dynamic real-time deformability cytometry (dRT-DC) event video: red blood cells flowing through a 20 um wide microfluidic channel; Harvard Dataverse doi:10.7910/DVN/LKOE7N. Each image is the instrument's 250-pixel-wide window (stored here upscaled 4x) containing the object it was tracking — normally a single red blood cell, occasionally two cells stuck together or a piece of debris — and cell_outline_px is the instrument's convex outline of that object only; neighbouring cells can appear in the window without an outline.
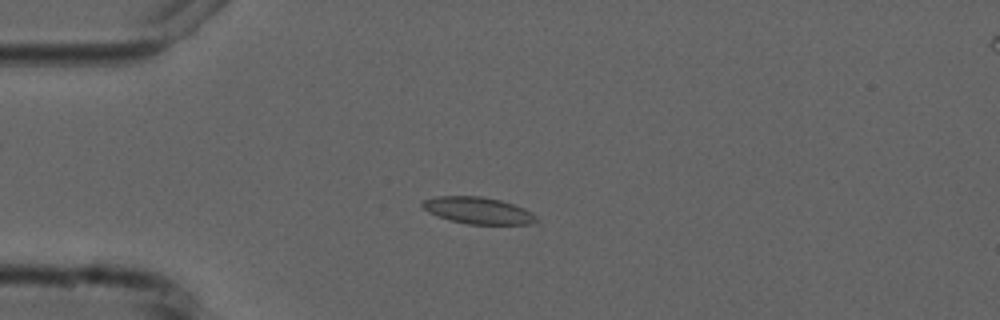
{"species": "common noctule bat (a hibernating species)", "species_latin": "Nyctalus noctula", "temperature_condition": "cold", "stored_images_in_passage": 4, "camera_frame_rate_fps": 3000, "um_per_image_px": 0.085, "animal": {"sex": "male", "forearm_length_mm": 52.5}, "frame": {"image": 1, "passage_image": 3, "time_ms": 3.0, "image_size_px": [1000, 320], "cell_outline_px": [[540, 220], [532, 224], [468, 224], [436, 216], [428, 212], [420, 204], [424, 200], [436, 196], [480, 196], [500, 200], [524, 208], [532, 212]], "centroid_in_image_um": [40.65, 17.89], "position_along_channel_um": 44.4, "area_um2": 17.74}}